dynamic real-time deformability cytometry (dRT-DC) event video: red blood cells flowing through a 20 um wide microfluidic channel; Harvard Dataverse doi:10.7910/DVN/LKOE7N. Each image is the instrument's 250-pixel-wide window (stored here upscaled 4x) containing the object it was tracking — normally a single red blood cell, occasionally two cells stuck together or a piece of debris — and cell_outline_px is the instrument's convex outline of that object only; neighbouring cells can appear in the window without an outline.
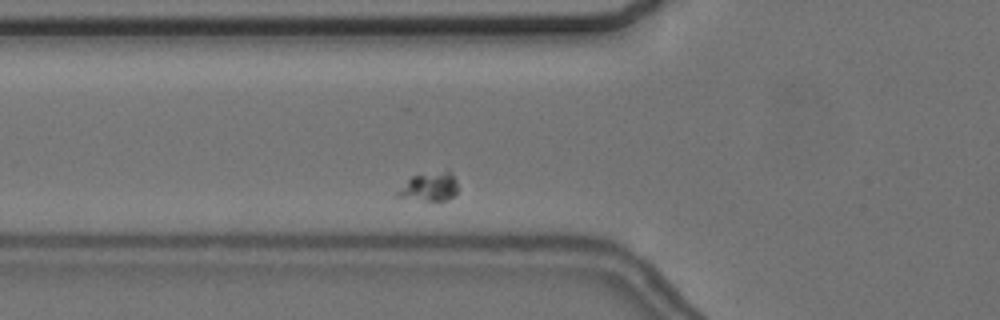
{"species": "common noctule bat (a hibernating species)", "species_latin": "Nyctalus noctula", "temperature_condition": "cold", "stored_images_in_passage": 46, "camera_frame_rate_fps": 3000, "um_per_image_px": 0.085, "animal": {"sex": "female", "body_mass_g": 24.6, "forearm_length_mm": 56.2}, "frame": {"image": 1, "passage_image": 6, "time_ms": 1.667, "image_size_px": [1000, 320], "cell_outline_px": [[456, 196], [448, 200], [424, 200], [396, 196], [396, 192], [412, 176], [448, 168], [456, 180]], "centroid_in_image_um": [36.55, 15.84], "position_along_channel_um": 89.2, "area_um2": 10.12}}
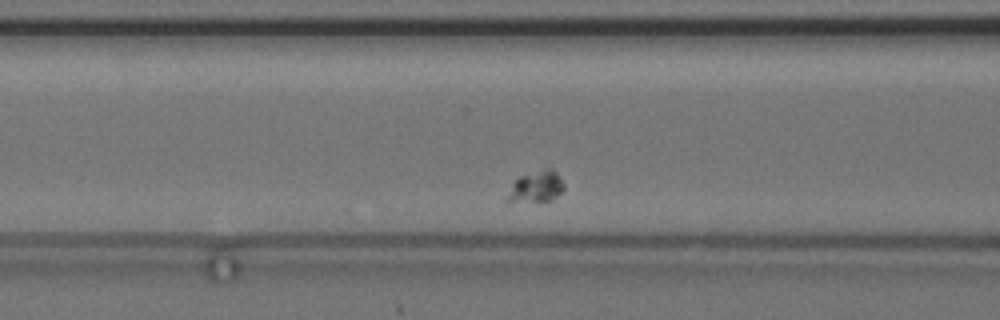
{"frame": {"image": 2, "passage_image": 9, "time_ms": 2.667, "image_size_px": [1000, 320], "cell_outline_px": [[564, 188], [552, 200], [508, 204], [504, 200], [512, 184], [520, 176], [544, 168], [552, 168], [556, 172], [564, 184]], "centroid_in_image_um": [45.51, 15.91], "position_along_channel_um": 121.1, "area_um2": 10.64}}